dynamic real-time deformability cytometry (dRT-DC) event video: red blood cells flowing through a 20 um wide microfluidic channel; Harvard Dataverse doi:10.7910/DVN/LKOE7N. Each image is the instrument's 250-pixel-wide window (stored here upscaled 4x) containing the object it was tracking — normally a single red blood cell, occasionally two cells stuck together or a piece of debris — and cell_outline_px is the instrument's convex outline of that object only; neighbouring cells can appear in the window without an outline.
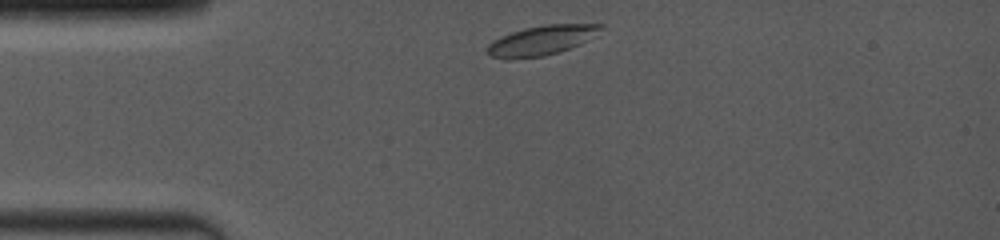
{"species": "common noctule bat (a hibernating species)", "species_latin": "Nyctalus noctula", "temperature_condition": "room temperature", "stored_images_in_passage": 43, "camera_frame_rate_fps": 4000, "um_per_image_px": 0.085, "animal": {"sex": "female", "body_mass_g": 19.0, "forearm_length_mm": 53.3}, "frame": {"image": 1, "passage_image": 2, "time_ms": 0.25, "image_size_px": [1000, 240], "cell_outline_px": [[604, 24], [596, 36], [580, 44], [544, 56], [492, 56], [488, 52], [488, 44], [492, 40], [500, 36], [524, 28], [548, 24]], "centroid_in_image_um": [46.11, 3.37], "position_along_channel_um": 38.9, "area_um2": 18.79}}
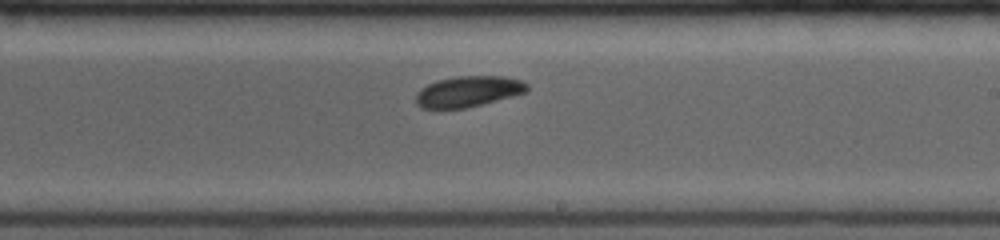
{"frame": {"image": 2, "passage_image": 24, "time_ms": 6.25, "image_size_px": [1000, 240], "cell_outline_px": [[528, 88], [524, 92], [512, 96], [464, 108], [420, 108], [416, 104], [416, 92], [420, 88], [428, 84], [440, 80], [456, 76], [504, 76], [524, 80], [528, 84]], "centroid_in_image_um": [39.79, 7.76], "position_along_channel_um": 249.2, "area_um2": 19.83}}
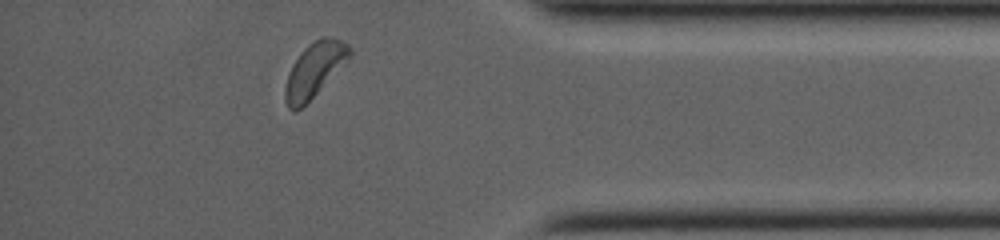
{"frame": {"image": 3, "passage_image": 41, "time_ms": 10.5, "image_size_px": [1000, 240], "cell_outline_px": [[352, 56], [296, 112], [292, 112], [288, 108], [284, 100], [284, 88], [292, 64], [300, 52], [308, 44], [324, 36], [328, 36], [340, 40], [348, 44], [352, 48]], "centroid_in_image_um": [26.71, 5.92], "position_along_channel_um": 408.5, "area_um2": 20.17}, "authors_computed_cell_mechanics": {"area_um2": 20.1722, "velocity_mm_per_s": 4.0201, "shape_relaxation_time_tau1_ms": 1.7591, "shape_relaxation_time_tau2_ms": null, "deformation_change_tau1": 0.0571, "deformation_change_tau2": null}}